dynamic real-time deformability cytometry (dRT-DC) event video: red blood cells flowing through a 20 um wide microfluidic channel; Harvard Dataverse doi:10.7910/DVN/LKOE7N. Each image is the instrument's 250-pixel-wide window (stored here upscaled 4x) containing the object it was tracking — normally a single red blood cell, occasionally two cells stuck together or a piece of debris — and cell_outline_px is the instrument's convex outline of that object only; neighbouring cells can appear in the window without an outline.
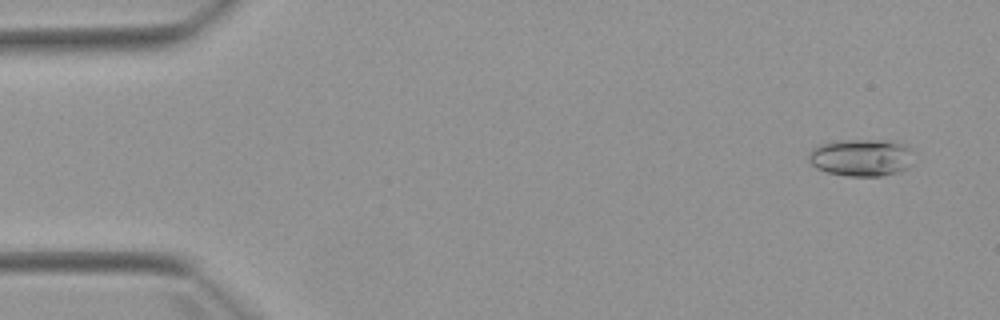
{"species": "Egyptian fruit bat (a non-hibernating species)", "species_latin": "Rousettus aegyptiacus", "temperature_condition": "warm", "stored_images_in_passage": 5, "camera_frame_rate_fps": 3000, "um_per_image_px": 0.085, "animal": {"sex": "female"}, "frame": {"image": 1, "passage_image": 1, "time_ms": 0.0, "image_size_px": [1000, 320], "cell_outline_px": [[912, 164], [908, 168], [900, 172], [880, 176], [848, 176], [828, 172], [816, 168], [808, 160], [808, 156], [812, 148], [820, 144], [836, 140], [892, 140], [904, 144], [912, 148]], "centroid_in_image_um": [73.24, 13.38], "position_along_channel_um": 11.8, "area_um2": 23.18}}
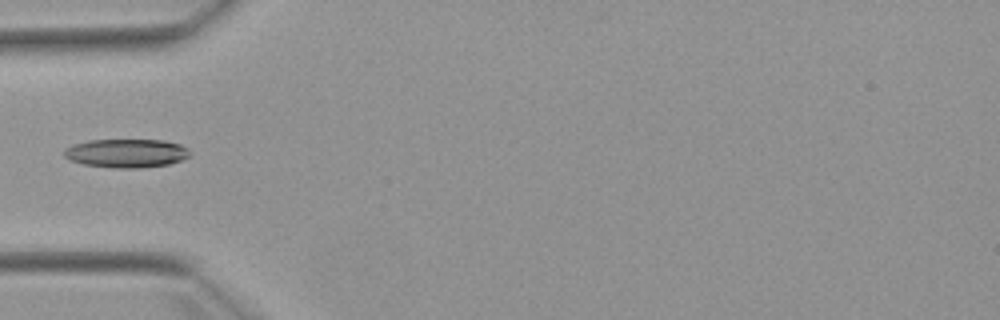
{"frame": {"image": 2, "passage_image": 4, "time_ms": 4.667, "image_size_px": [1000, 320], "cell_outline_px": [[188, 156], [180, 160], [168, 164], [140, 168], [112, 168], [84, 164], [68, 160], [64, 156], [64, 148], [72, 144], [88, 140], [164, 140], [180, 144], [188, 148]], "centroid_in_image_um": [10.68, 13.02], "position_along_channel_um": 74.3, "area_um2": 21.04}}
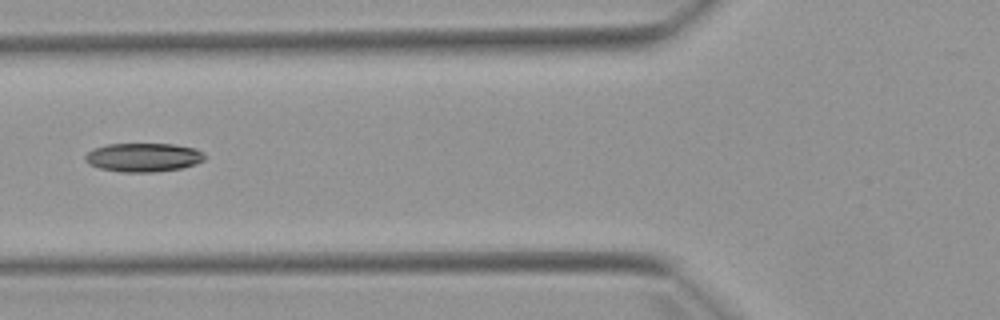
{"frame": {"image": 3, "passage_image": 5, "time_ms": 5.667, "image_size_px": [1000, 320], "cell_outline_px": [[208, 156], [204, 160], [196, 164], [180, 168], [156, 172], [120, 172], [100, 168], [88, 164], [84, 160], [84, 156], [92, 148], [108, 144], [172, 144], [196, 148], [204, 152]], "centroid_in_image_um": [12.2, 13.37], "position_along_channel_um": 113.6, "area_um2": 20.29}}